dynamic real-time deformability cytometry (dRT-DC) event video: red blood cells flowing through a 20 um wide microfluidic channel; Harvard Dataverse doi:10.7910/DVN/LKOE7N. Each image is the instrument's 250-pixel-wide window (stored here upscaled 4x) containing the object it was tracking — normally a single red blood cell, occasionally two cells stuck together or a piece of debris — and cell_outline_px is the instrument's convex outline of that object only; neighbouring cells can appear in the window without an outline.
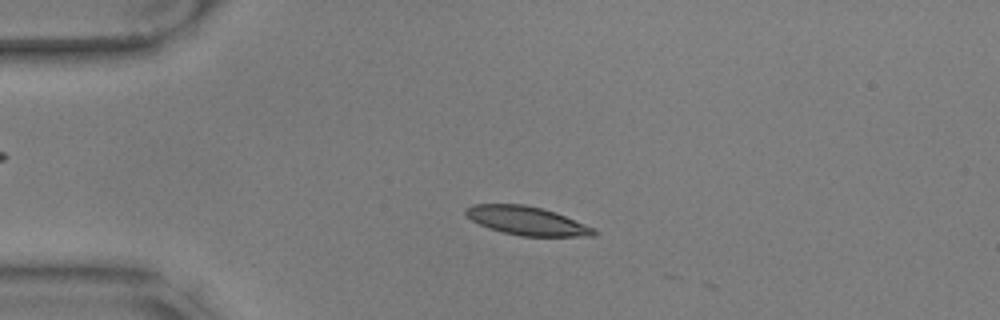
{"species": "common noctule bat (a hibernating species)", "species_latin": "Nyctalus noctula", "temperature_condition": "warm", "stored_images_in_passage": 9, "camera_frame_rate_fps": 3000, "um_per_image_px": 0.085, "animal": {"sex": "male", "body_mass_g": 17.9, "forearm_length_mm": 54.2}, "frame": {"image": 1, "passage_image": 8, "time_ms": 2.333, "image_size_px": [1000, 320], "cell_outline_px": [[600, 232], [596, 236], [520, 236], [488, 228], [472, 220], [464, 212], [464, 208], [472, 204], [524, 204], [556, 212], [596, 228]], "centroid_in_image_um": [44.83, 18.77], "position_along_channel_um": 40.2, "area_um2": 21.5}}